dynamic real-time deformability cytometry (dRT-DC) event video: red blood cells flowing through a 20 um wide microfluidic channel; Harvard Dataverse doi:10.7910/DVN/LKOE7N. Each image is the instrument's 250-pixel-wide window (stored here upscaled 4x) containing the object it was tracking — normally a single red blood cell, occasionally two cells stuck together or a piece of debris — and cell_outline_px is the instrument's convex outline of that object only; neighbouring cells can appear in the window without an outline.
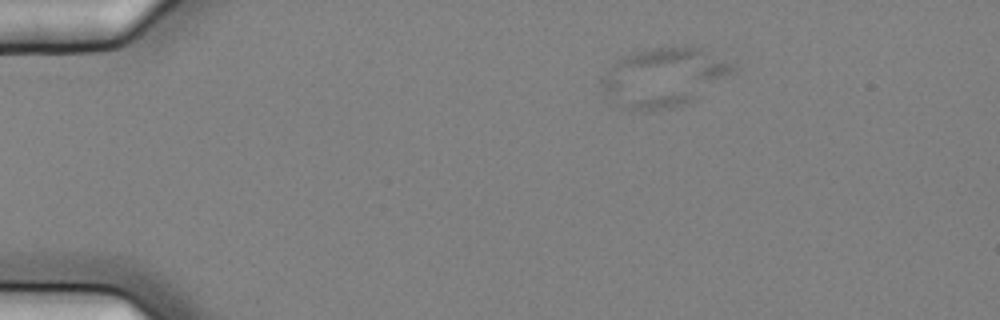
{"species": "common noctule bat (a hibernating species)", "species_latin": "Nyctalus noctula", "temperature_condition": "cold", "stored_images_in_passage": 5, "camera_frame_rate_fps": 3000, "um_per_image_px": 0.085, "animal": {"sex": "female", "body_mass_g": 25.1}, "frame": {"image": 1, "passage_image": 3, "time_ms": 0.667, "image_size_px": [1000, 320], "cell_outline_px": [[736, 68], [732, 72], [692, 100], [684, 104], [644, 112], [632, 112], [608, 104], [600, 84], [600, 76], [620, 56], [652, 48], [684, 44], [704, 48], [736, 64]], "centroid_in_image_um": [56.31, 6.56], "position_along_channel_um": 28.7, "area_um2": 46.07}}